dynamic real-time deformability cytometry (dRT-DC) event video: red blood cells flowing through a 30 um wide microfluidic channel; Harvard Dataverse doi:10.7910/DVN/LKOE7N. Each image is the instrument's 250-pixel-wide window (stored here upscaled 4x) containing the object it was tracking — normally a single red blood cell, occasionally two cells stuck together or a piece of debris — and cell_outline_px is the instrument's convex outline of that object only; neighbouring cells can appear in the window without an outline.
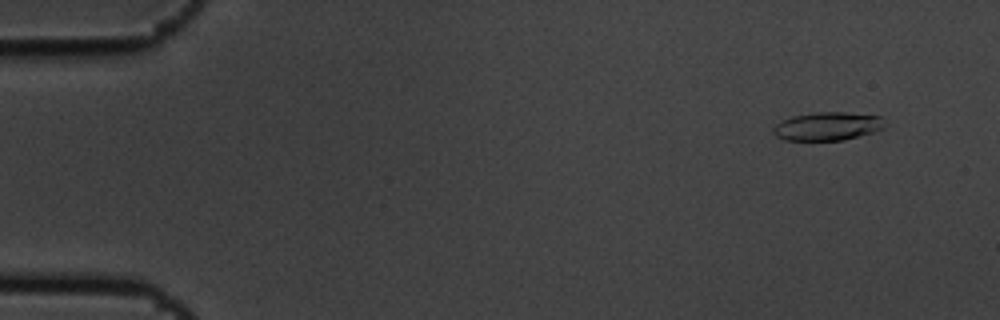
{"species": "common noctule bat (a hibernating species)", "species_latin": "Nyctalus noctula", "temperature_condition": "cold", "stored_images_in_passage": 5, "camera_frame_rate_fps": 3000, "um_per_image_px": 0.085, "animal": {"sex": "male", "body_mass_g": 19.5, "forearm_length_mm": 54.6}, "frame": {"image": 1, "passage_image": 1, "time_ms": 0.0, "image_size_px": [1000, 320], "cell_outline_px": [[884, 128], [872, 132], [844, 140], [784, 140], [776, 136], [772, 132], [772, 128], [776, 124], [792, 116], [816, 112], [844, 112], [880, 116]], "centroid_in_image_um": [70.29, 10.73], "position_along_channel_um": 14.7, "area_um2": 18.21}}
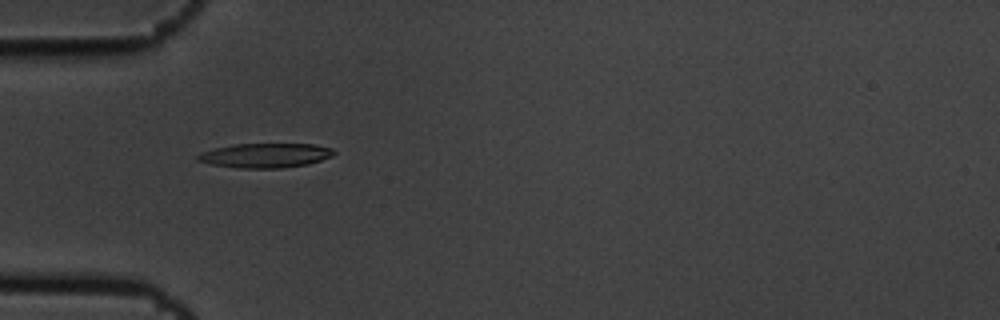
{"frame": {"image": 2, "passage_image": 4, "time_ms": 1.0, "image_size_px": [1000, 320], "cell_outline_px": [[336, 152], [332, 156], [308, 164], [280, 168], [240, 168], [212, 164], [196, 160], [196, 156], [200, 152], [232, 144], [312, 144], [332, 148]], "centroid_in_image_um": [22.54, 13.21], "position_along_channel_um": 62.5, "area_um2": 19.31}}
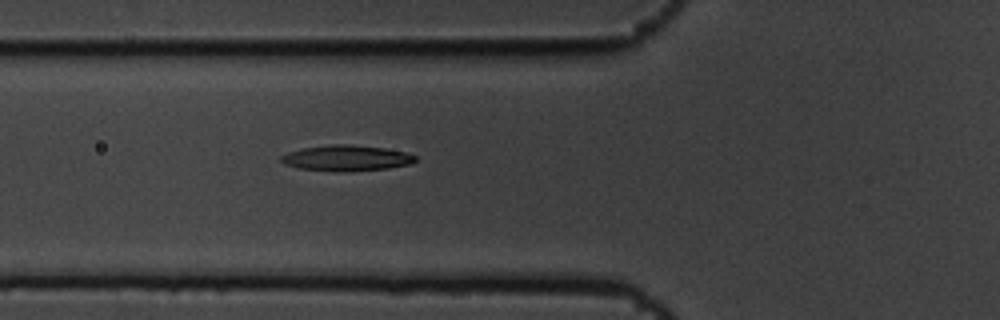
{"frame": {"image": 3, "passage_image": 5, "time_ms": 1.333, "image_size_px": [1000, 320], "cell_outline_px": [[416, 160], [412, 164], [388, 168], [348, 172], [332, 172], [296, 168], [284, 164], [280, 160], [280, 156], [288, 152], [300, 148], [328, 144], [348, 144], [384, 148], [408, 152], [416, 156]], "centroid_in_image_um": [29.42, 13.44], "position_along_channel_um": 96.4, "area_um2": 20.63}}